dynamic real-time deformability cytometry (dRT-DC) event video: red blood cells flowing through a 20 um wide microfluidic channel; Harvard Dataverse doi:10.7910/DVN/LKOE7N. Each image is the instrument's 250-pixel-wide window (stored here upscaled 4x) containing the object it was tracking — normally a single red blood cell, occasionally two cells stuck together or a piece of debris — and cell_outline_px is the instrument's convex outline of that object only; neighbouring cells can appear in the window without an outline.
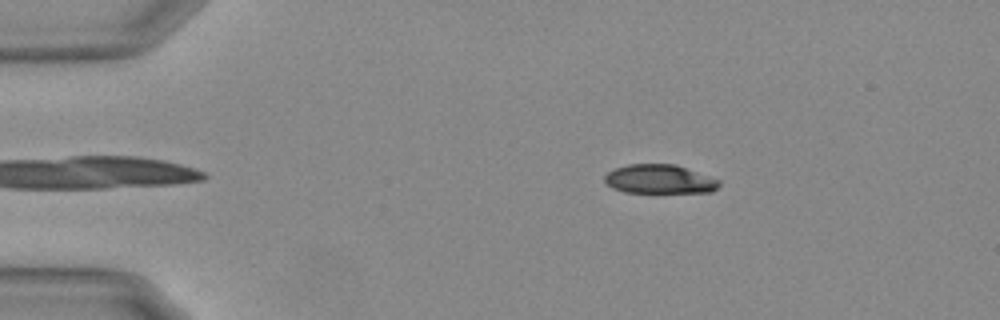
{"species": "Egyptian fruit bat (a non-hibernating species)", "species_latin": "Rousettus aegyptiacus", "temperature_condition": "warm", "stored_images_in_passage": 49, "camera_frame_rate_fps": 3000, "um_per_image_px": 0.085, "animal": {"sex": "female"}, "frame": {"image": 1, "passage_image": 3, "time_ms": 0.667, "image_size_px": [1000, 320], "cell_outline_px": [[720, 184], [712, 192], [624, 192], [612, 188], [604, 180], [604, 176], [608, 172], [616, 168], [628, 164], [676, 164], [720, 180]], "centroid_in_image_um": [56.05, 15.22], "position_along_channel_um": 28.9, "area_um2": 19.25}}
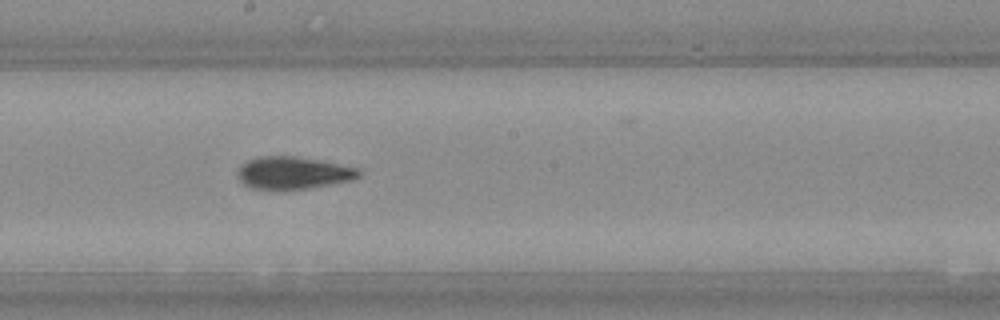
{"frame": {"image": 2, "passage_image": 24, "time_ms": 7.667, "image_size_px": [1000, 320], "cell_outline_px": [[360, 176], [352, 180], [308, 188], [252, 188], [244, 184], [236, 176], [236, 172], [240, 164], [256, 156], [296, 156], [320, 160], [360, 168]], "centroid_in_image_um": [24.9, 14.66], "position_along_channel_um": 223.3, "area_um2": 22.77}}
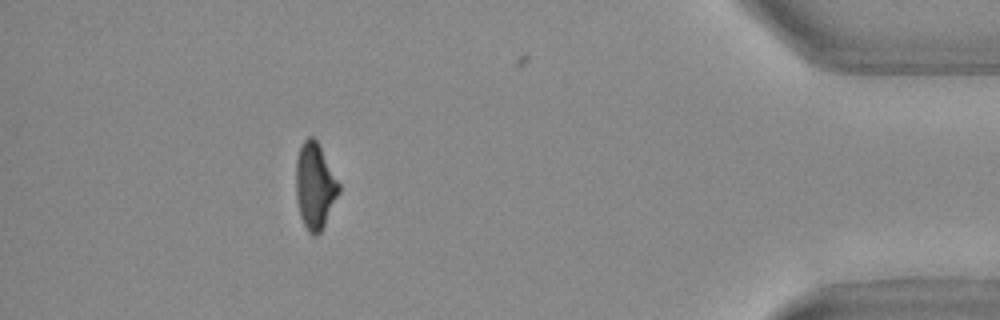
{"frame": {"image": 3, "passage_image": 43, "time_ms": 14.0, "image_size_px": [1000, 320], "cell_outline_px": [[340, 192], [320, 232], [316, 236], [308, 232], [300, 216], [296, 196], [296, 160], [300, 148], [304, 140], [308, 136], [312, 136], [316, 140], [340, 184]], "centroid_in_image_um": [26.76, 15.81], "position_along_channel_um": 408.4, "area_um2": 21.21}, "authors_computed_cell_mechanics": {"area_um2": 22.0218, "velocity_mm_per_s": 3.7198, "shape_relaxation_time_tau1_ms": 6.2377, "shape_relaxation_time_tau2_ms": 3.3368, "deformation_change_tau1": 0.1841, "deformation_change_tau2": 0.0857}}